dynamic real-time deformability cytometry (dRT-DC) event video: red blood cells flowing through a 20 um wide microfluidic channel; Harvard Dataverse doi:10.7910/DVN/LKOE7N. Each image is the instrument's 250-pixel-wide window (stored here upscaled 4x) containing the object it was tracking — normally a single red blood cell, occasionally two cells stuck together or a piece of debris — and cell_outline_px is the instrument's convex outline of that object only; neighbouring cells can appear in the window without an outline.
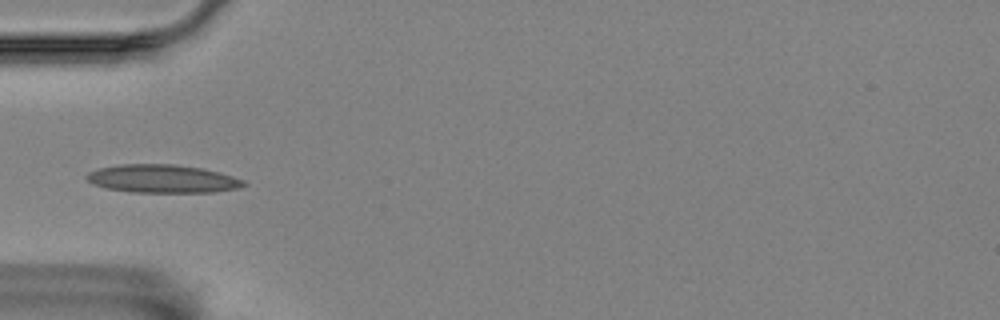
{"species": "Egyptian fruit bat (a non-hibernating species)", "species_latin": "Rousettus aegyptiacus", "temperature_condition": "room temperature", "stored_images_in_passage": 7, "camera_frame_rate_fps": 3000, "um_per_image_px": 0.085, "animal": {"sex": "female"}, "frame": {"image": 1, "passage_image": 5, "time_ms": 1.333, "image_size_px": [1000, 320], "cell_outline_px": [[248, 184], [236, 188], [212, 192], [132, 192], [104, 188], [92, 184], [84, 176], [88, 172], [100, 168], [120, 164], [176, 164], [204, 168], [220, 172], [244, 180]], "centroid_in_image_um": [13.79, 15.19], "position_along_channel_um": 71.2, "area_um2": 25.89}}
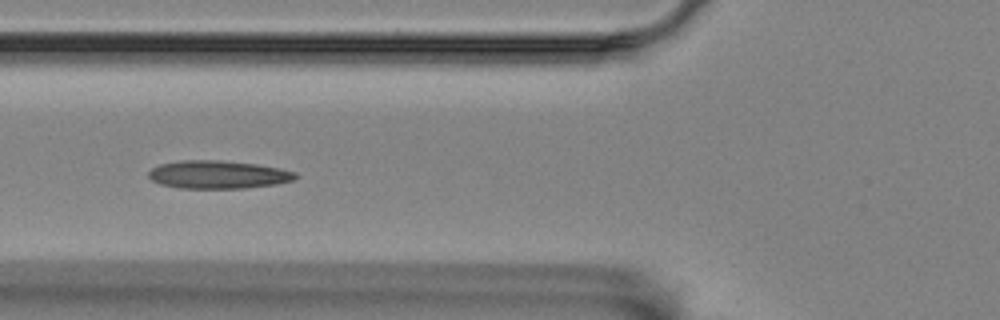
{"frame": {"image": 2, "passage_image": 6, "time_ms": 1.667, "image_size_px": [1000, 320], "cell_outline_px": [[300, 176], [296, 180], [276, 184], [244, 188], [180, 188], [160, 184], [152, 180], [148, 176], [148, 172], [152, 168], [160, 164], [180, 160], [220, 160], [256, 164], [280, 168], [296, 172]], "centroid_in_image_um": [18.57, 14.84], "position_along_channel_um": 107.2, "area_um2": 24.16}}
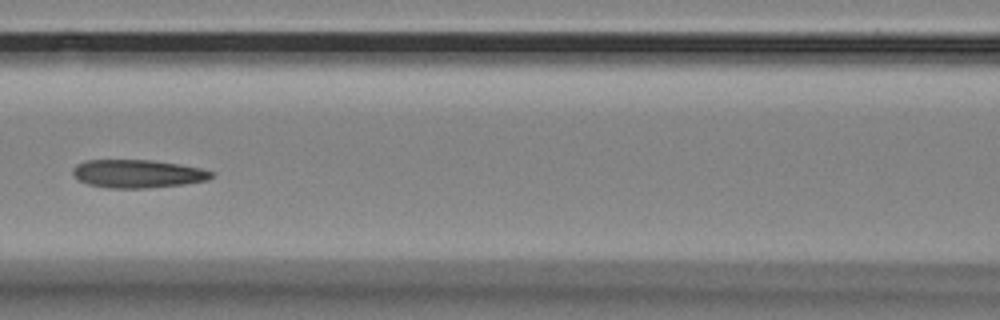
{"frame": {"image": 3, "passage_image": 7, "time_ms": 2.0, "image_size_px": [1000, 320], "cell_outline_px": [[216, 172], [208, 180], [184, 184], [148, 188], [108, 188], [88, 184], [80, 180], [72, 172], [72, 168], [76, 164], [84, 160], [152, 160], [180, 164], [200, 168]], "centroid_in_image_um": [11.71, 14.76], "position_along_channel_um": 154.9, "area_um2": 22.83}}